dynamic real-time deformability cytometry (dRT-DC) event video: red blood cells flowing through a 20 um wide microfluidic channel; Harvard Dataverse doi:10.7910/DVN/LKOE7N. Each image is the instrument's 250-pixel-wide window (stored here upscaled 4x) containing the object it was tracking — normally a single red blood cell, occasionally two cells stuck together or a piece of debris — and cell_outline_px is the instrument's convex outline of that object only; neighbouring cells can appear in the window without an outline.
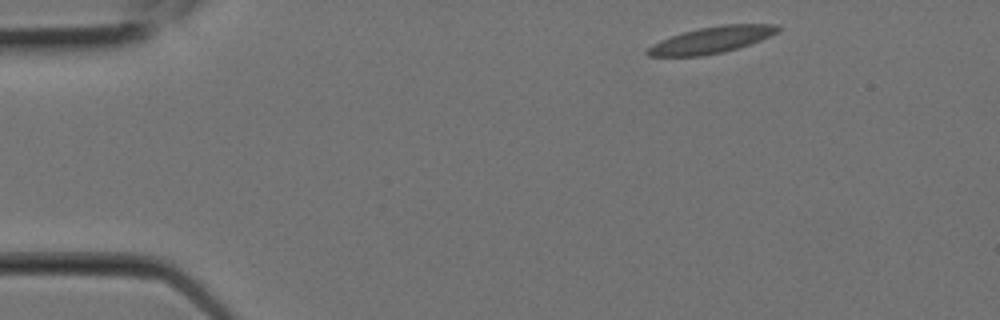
{"species": "Egyptian fruit bat (a non-hibernating species)", "species_latin": "Rousettus aegyptiacus", "temperature_condition": "room temperature", "stored_images_in_passage": 4, "camera_frame_rate_fps": 3000, "um_per_image_px": 0.085, "animal": {"sex": "female"}, "frame": {"image": 1, "passage_image": 1, "time_ms": 0.0, "image_size_px": [1000, 320], "cell_outline_px": [[780, 28], [776, 32], [760, 40], [724, 52], [700, 56], [648, 56], [644, 52], [652, 44], [660, 40], [684, 32], [700, 28], [724, 24], [776, 24]], "centroid_in_image_um": [60.44, 3.4], "position_along_channel_um": 24.6, "area_um2": 19.77}}
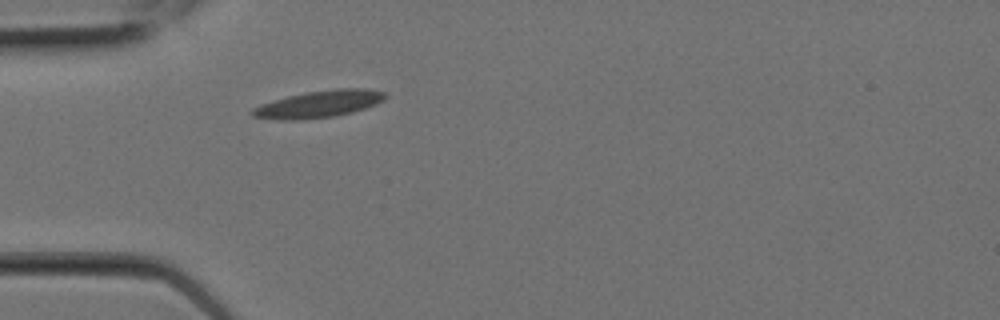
{"frame": {"image": 2, "passage_image": 4, "time_ms": 1.0, "image_size_px": [1000, 320], "cell_outline_px": [[388, 96], [384, 100], [376, 104], [352, 112], [336, 116], [300, 120], [280, 120], [252, 116], [252, 108], [260, 104], [288, 96], [308, 92], [336, 88], [364, 88], [384, 92]], "centroid_in_image_um": [27.12, 8.85], "position_along_channel_um": 57.9, "area_um2": 20.87}}